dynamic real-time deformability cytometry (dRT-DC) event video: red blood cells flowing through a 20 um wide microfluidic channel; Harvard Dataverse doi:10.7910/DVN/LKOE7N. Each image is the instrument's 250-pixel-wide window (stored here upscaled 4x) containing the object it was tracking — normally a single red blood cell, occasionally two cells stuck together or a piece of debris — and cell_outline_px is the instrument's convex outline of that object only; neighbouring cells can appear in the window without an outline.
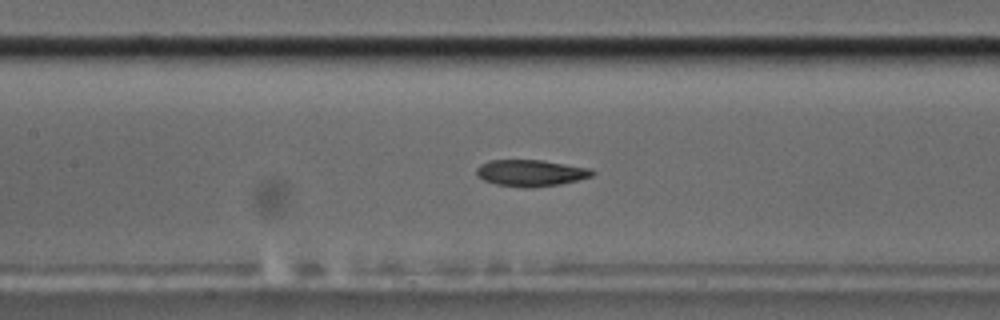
{"species": "common noctule bat (a hibernating species)", "species_latin": "Nyctalus noctula", "temperature_condition": "cold", "stored_images_in_passage": 40, "camera_frame_rate_fps": 3000, "um_per_image_px": 0.085, "animal": {"sex": "male", "body_mass_g": 17.5, "forearm_length_mm": 52.3}, "frame": {"image": 1, "passage_image": 10, "time_ms": 3.0, "image_size_px": [1000, 320], "cell_outline_px": [[596, 172], [592, 176], [560, 184], [528, 188], [496, 184], [484, 180], [476, 176], [476, 168], [480, 164], [488, 160], [544, 160], [592, 168]], "centroid_in_image_um": [45.12, 14.69], "position_along_channel_um": 162.3, "area_um2": 18.03}}
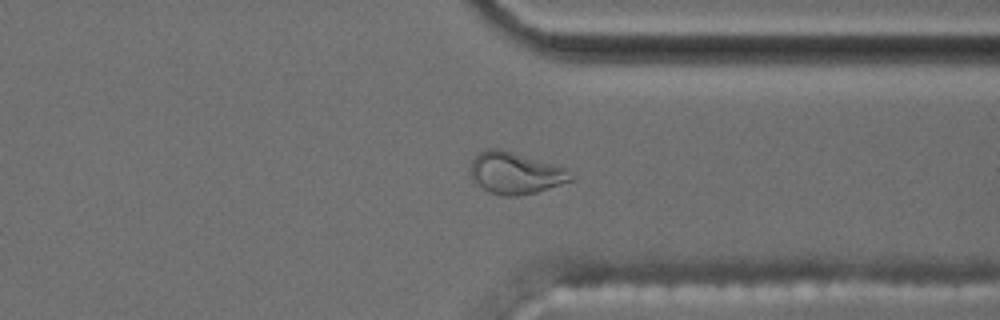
{"frame": {"image": 2, "passage_image": 27, "time_ms": 8.667, "image_size_px": [1000, 320], "cell_outline_px": [[576, 180], [536, 192], [520, 196], [500, 196], [488, 192], [472, 180], [472, 160], [480, 152], [488, 148], [500, 148], [568, 168], [576, 176]], "centroid_in_image_um": [43.88, 14.72], "position_along_channel_um": 367.5, "area_um2": 24.74}}
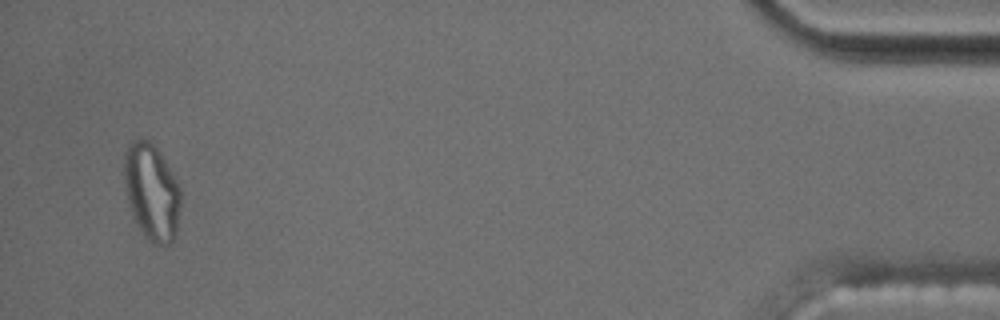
{"frame": {"image": 3, "passage_image": 38, "time_ms": 12.333, "image_size_px": [1000, 320], "cell_outline_px": [[180, 204], [176, 236], [168, 244], [152, 244], [140, 228], [132, 216], [120, 172], [124, 152], [128, 144], [132, 140], [148, 140], [160, 152], [176, 180], [180, 192]], "centroid_in_image_um": [12.83, 16.28], "position_along_channel_um": 422.4, "area_um2": 32.08}, "authors_computed_cell_mechanics": {"area_um2": 18.7272, "velocity_mm_per_s": 3.6292, "shape_relaxation_time_tau1_ms": null, "shape_relaxation_time_tau2_ms": 3.5148, "deformation_change_tau1": null, "deformation_change_tau2": 0.0978}}